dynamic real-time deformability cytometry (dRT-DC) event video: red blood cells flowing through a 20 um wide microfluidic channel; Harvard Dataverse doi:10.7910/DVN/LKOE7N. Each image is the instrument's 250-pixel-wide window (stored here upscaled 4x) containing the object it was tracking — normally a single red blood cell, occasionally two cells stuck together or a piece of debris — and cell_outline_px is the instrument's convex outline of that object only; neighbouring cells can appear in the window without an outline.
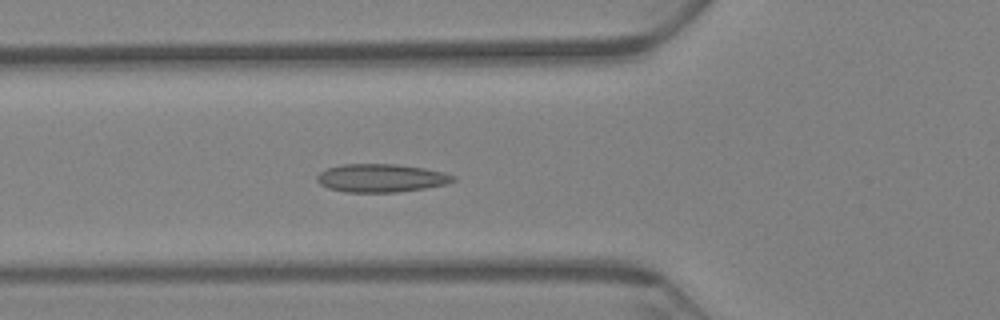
{"species": "Egyptian fruit bat (a non-hibernating species)", "species_latin": "Rousettus aegyptiacus", "temperature_condition": "warm", "stored_images_in_passage": 65, "camera_frame_rate_fps": 3000, "um_per_image_px": 0.085, "animal": {"sex": "female"}, "frame": {"image": 1, "passage_image": 24, "time_ms": 7.667, "image_size_px": [1000, 320], "cell_outline_px": [[456, 180], [448, 184], [424, 188], [396, 192], [344, 192], [328, 188], [320, 184], [316, 180], [316, 176], [320, 172], [328, 168], [340, 164], [400, 164], [424, 168], [444, 172], [456, 176]], "centroid_in_image_um": [32.4, 15.13], "position_along_channel_um": 93.4, "area_um2": 22.54}}
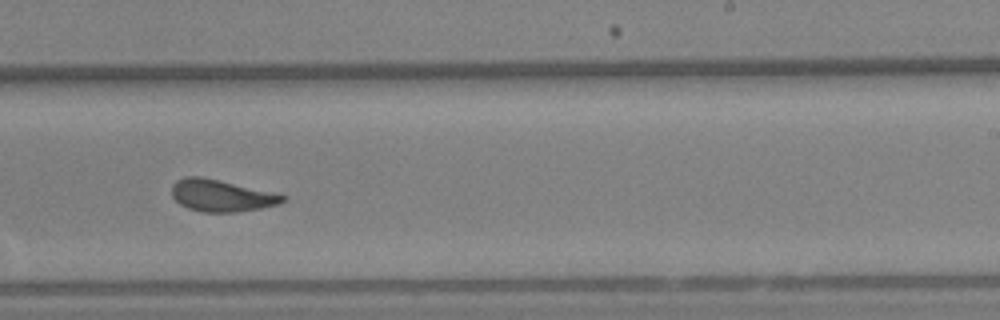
{"frame": {"image": 2, "passage_image": 41, "time_ms": 13.333, "image_size_px": [1000, 320], "cell_outline_px": [[288, 200], [280, 204], [240, 212], [204, 212], [188, 208], [180, 204], [172, 196], [172, 184], [176, 180], [184, 176], [200, 176], [288, 196]], "centroid_in_image_um": [18.81, 16.63], "position_along_channel_um": 270.2, "area_um2": 20.52}}
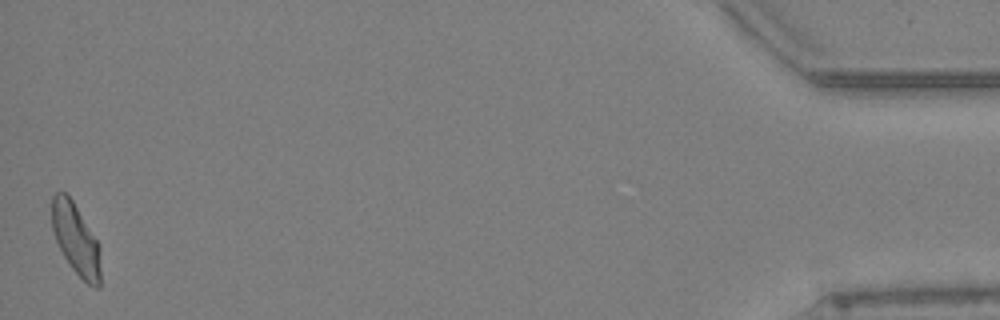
{"frame": {"image": 3, "passage_image": 65, "time_ms": 21.333, "image_size_px": [1000, 320], "cell_outline_px": [[100, 288], [96, 288], [88, 284], [72, 268], [64, 256], [56, 240], [52, 228], [52, 196], [56, 192], [64, 192], [72, 200], [100, 244]], "centroid_in_image_um": [6.46, 20.34], "position_along_channel_um": 428.7, "area_um2": 20.06}, "authors_computed_cell_mechanics": {"area_um2": 21.1548, "velocity_mm_per_s": 3.1296, "shape_relaxation_time_tau1_ms": null, "shape_relaxation_time_tau2_ms": 1.412, "deformation_change_tau1": null, "deformation_change_tau2": 0.0886}}